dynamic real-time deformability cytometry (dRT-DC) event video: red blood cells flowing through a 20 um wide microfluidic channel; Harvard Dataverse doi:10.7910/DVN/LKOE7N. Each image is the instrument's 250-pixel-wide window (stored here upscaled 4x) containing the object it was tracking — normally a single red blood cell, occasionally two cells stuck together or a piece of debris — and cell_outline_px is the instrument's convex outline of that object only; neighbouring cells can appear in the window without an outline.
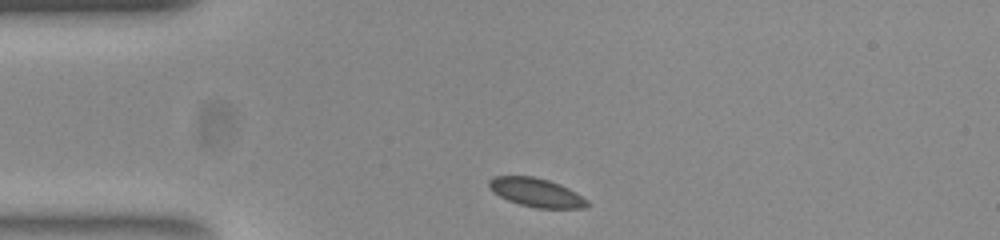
{"species": "common noctule bat (a hibernating species)", "species_latin": "Nyctalus noctula", "temperature_condition": "room temperature", "stored_images_in_passage": 34, "camera_frame_rate_fps": 3000, "um_per_image_px": 0.085, "animal": {"sex": "female", "body_mass_g": 23.0, "forearm_length_mm": 53.4}, "frame": {"image": 1, "passage_image": 1, "time_ms": 0.0, "image_size_px": [1000, 240], "cell_outline_px": [[588, 204], [584, 208], [536, 208], [520, 204], [508, 200], [492, 192], [488, 188], [488, 180], [492, 176], [532, 176], [548, 180], [560, 184], [576, 192], [588, 200]], "centroid_in_image_um": [45.55, 16.35], "position_along_channel_um": 39.4, "area_um2": 16.47}}
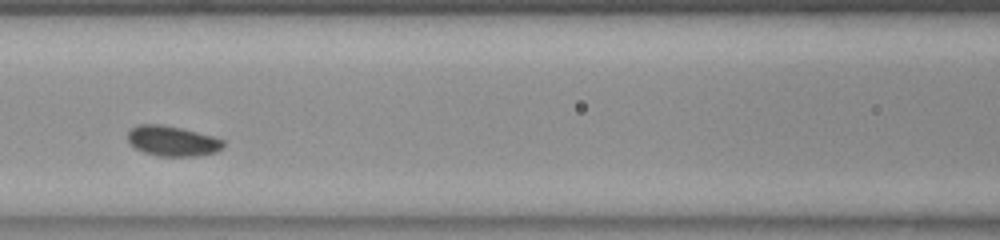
{"frame": {"image": 2, "passage_image": 12, "time_ms": 3.667, "image_size_px": [1000, 240], "cell_outline_px": [[224, 148], [216, 152], [200, 156], [160, 156], [144, 152], [136, 148], [128, 140], [128, 132], [132, 128], [140, 124], [160, 124], [180, 128], [212, 136], [224, 140]], "centroid_in_image_um": [14.69, 11.99], "position_along_channel_um": 151.9, "area_um2": 16.7}}
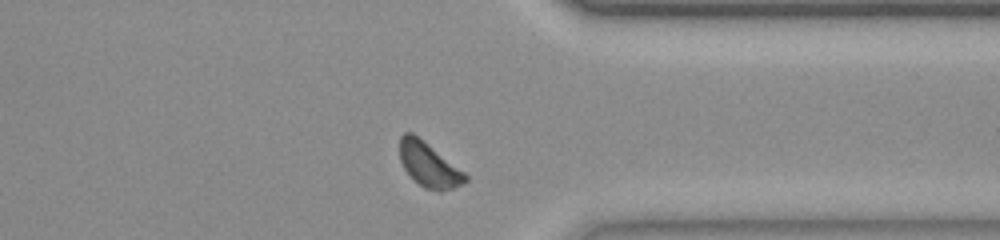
{"frame": {"image": 3, "passage_image": 30, "time_ms": 9.667, "image_size_px": [1000, 240], "cell_outline_px": [[468, 180], [464, 184], [440, 192], [424, 188], [404, 168], [400, 160], [400, 136], [404, 132], [412, 132], [464, 172], [468, 176]], "centroid_in_image_um": [36.46, 14.02], "position_along_channel_um": 374.9, "area_um2": 16.65}, "authors_computed_cell_mechanics": {"area_um2": 16.5308, "velocity_mm_per_s": 3.8187, "shape_relaxation_time_tau1_ms": null, "shape_relaxation_time_tau2_ms": 10.9193, "deformation_change_tau1": null, "deformation_change_tau2": 0.1104}}